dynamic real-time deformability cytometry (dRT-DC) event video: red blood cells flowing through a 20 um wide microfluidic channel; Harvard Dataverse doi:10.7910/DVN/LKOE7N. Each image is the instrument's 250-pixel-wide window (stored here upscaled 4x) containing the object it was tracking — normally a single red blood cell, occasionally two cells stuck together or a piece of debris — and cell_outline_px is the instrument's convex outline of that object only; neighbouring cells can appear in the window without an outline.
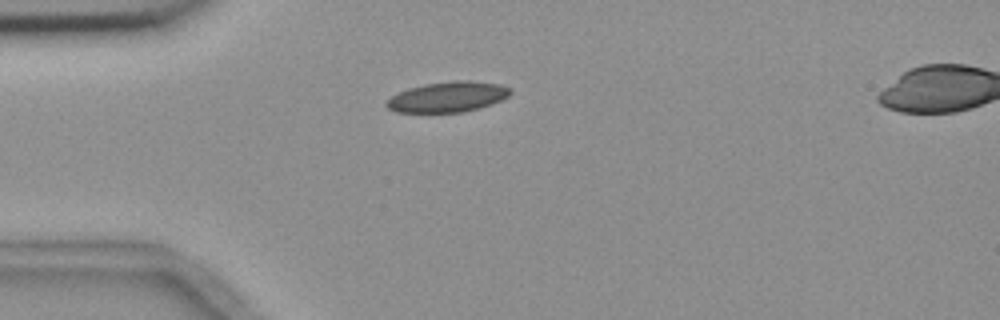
{"species": "common noctule bat (a hibernating species)", "species_latin": "Nyctalus noctula", "temperature_condition": "room temperature", "stored_images_in_passage": 2, "camera_frame_rate_fps": 3000, "um_per_image_px": 0.085, "animal": {"sex": "female", "body_mass_g": 18.4}, "frame": {"image": 1, "passage_image": 1, "time_ms": 0.0, "image_size_px": [1000, 320], "cell_outline_px": [[512, 92], [508, 96], [492, 104], [480, 108], [464, 112], [396, 112], [388, 108], [384, 104], [392, 96], [408, 88], [424, 84], [456, 80], [468, 80], [500, 84], [508, 88]], "centroid_in_image_um": [38.06, 8.23], "position_along_channel_um": 46.9, "area_um2": 21.85}}